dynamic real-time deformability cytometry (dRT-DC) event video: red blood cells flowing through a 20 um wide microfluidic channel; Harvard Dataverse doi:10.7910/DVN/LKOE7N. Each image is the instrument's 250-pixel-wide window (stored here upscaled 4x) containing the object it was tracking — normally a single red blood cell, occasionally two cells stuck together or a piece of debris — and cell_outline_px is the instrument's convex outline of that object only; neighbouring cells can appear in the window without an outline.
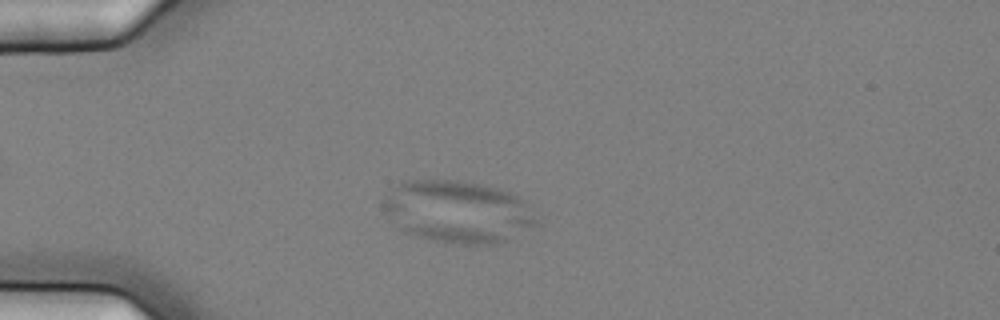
{"species": "common noctule bat (a hibernating species)", "species_latin": "Nyctalus noctula", "temperature_condition": "cold", "stored_images_in_passage": 44, "camera_frame_rate_fps": 3000, "um_per_image_px": 0.085, "animal": {"sex": "female", "body_mass_g": 25.1}, "frame": {"image": 1, "passage_image": 3, "time_ms": 0.667, "image_size_px": [1000, 320], "cell_outline_px": [[540, 224], [508, 240], [496, 244], [448, 244], [416, 236], [404, 232], [384, 212], [380, 200], [392, 188], [404, 180], [460, 180], [480, 184], [496, 188], [508, 192], [524, 200]], "centroid_in_image_um": [38.88, 18.0], "position_along_channel_um": 46.1, "area_um2": 56.01}}
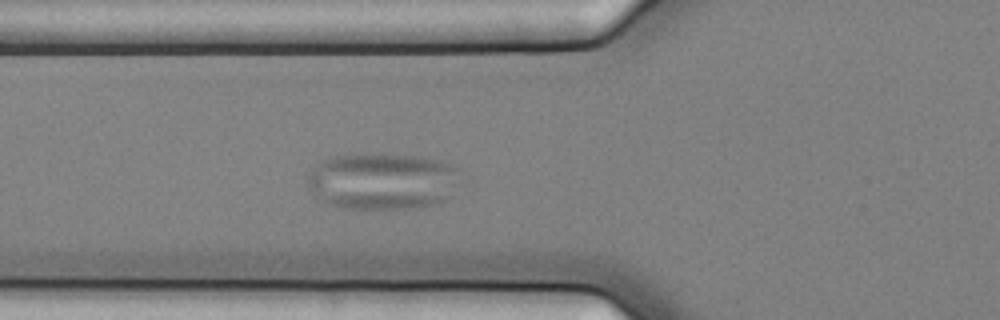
{"frame": {"image": 2, "passage_image": 9, "time_ms": 2.667, "image_size_px": [1000, 320], "cell_outline_px": [[456, 168], [444, 200], [440, 204], [408, 208], [344, 208], [328, 204], [316, 196], [308, 188], [308, 176], [328, 156], [420, 156], [440, 160]], "centroid_in_image_um": [32.4, 15.43], "position_along_channel_um": 93.4, "area_um2": 48.38}}
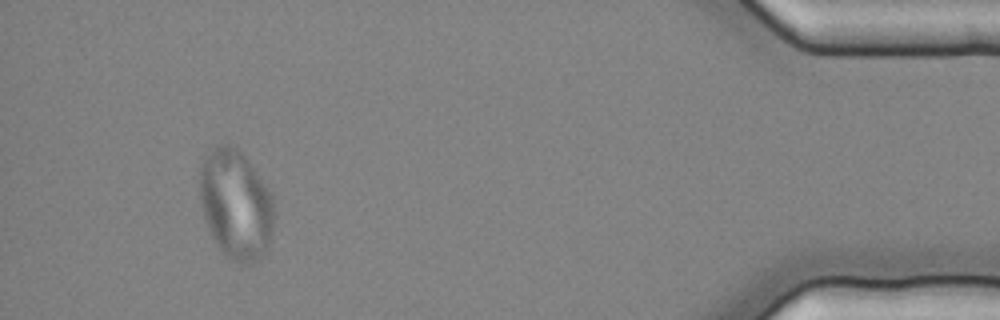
{"frame": {"image": 3, "passage_image": 41, "time_ms": 13.333, "image_size_px": [1000, 320], "cell_outline_px": [[272, 232], [268, 252], [260, 260], [252, 264], [240, 264], [232, 260], [216, 244], [204, 220], [200, 204], [200, 160], [208, 148], [216, 144], [228, 144], [236, 148], [248, 160], [272, 192]], "centroid_in_image_um": [20.02, 17.37], "position_along_channel_um": 415.2, "area_um2": 48.21}}